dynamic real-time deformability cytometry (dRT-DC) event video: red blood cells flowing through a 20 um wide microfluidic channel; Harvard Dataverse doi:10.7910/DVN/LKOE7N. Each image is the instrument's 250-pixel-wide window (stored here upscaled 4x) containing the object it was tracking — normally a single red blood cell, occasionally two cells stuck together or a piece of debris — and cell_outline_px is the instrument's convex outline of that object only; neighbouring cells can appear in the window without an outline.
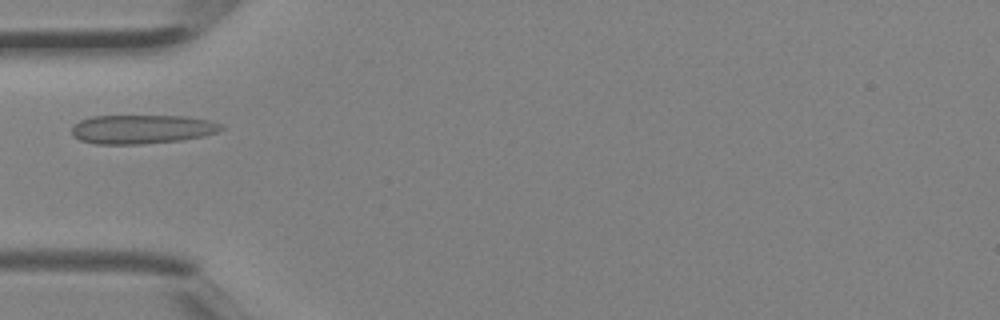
{"species": "Egyptian fruit bat (a non-hibernating species)", "species_latin": "Rousettus aegyptiacus", "temperature_condition": "room temperature", "stored_images_in_passage": 2, "camera_frame_rate_fps": 3000, "um_per_image_px": 0.085, "animal": {"sex": "female"}, "frame": {"image": 1, "passage_image": 2, "time_ms": 0.333, "image_size_px": [1000, 320], "cell_outline_px": [[224, 128], [216, 132], [204, 136], [180, 140], [140, 144], [96, 144], [80, 140], [72, 136], [72, 128], [80, 120], [92, 116], [184, 116], [212, 120], [220, 124]], "centroid_in_image_um": [12.06, 10.98], "position_along_channel_um": 72.9, "area_um2": 25.2}}